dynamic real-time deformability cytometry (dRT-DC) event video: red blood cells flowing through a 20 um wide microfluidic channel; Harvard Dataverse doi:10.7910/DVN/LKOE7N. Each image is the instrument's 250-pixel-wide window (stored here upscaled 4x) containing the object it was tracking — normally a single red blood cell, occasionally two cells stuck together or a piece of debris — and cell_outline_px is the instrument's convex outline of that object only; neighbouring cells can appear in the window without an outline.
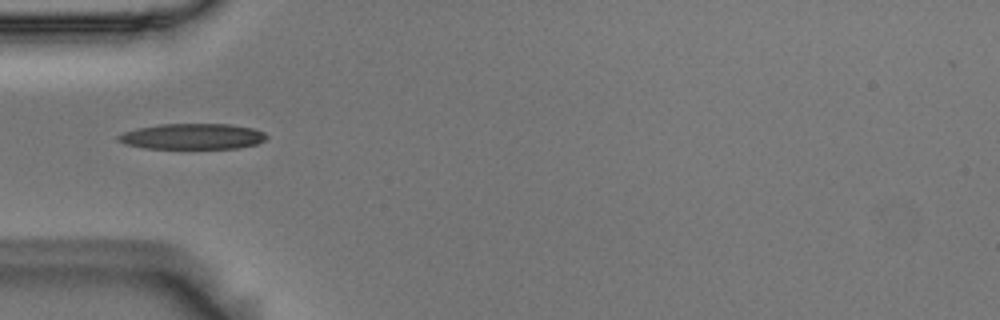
{"species": "Egyptian fruit bat (a non-hibernating species)", "species_latin": "Rousettus aegyptiacus", "temperature_condition": "room temperature", "stored_images_in_passage": 35, "camera_frame_rate_fps": 3000, "um_per_image_px": 0.085, "animal": {"sex": "male"}, "frame": {"image": 1, "passage_image": 1, "time_ms": 0.0, "image_size_px": [1000, 320], "cell_outline_px": [[268, 136], [264, 140], [256, 144], [240, 148], [144, 148], [124, 144], [116, 140], [116, 136], [124, 132], [136, 128], [160, 124], [232, 124], [252, 128], [264, 132]], "centroid_in_image_um": [16.33, 11.59], "position_along_channel_um": 68.7, "area_um2": 22.31}}
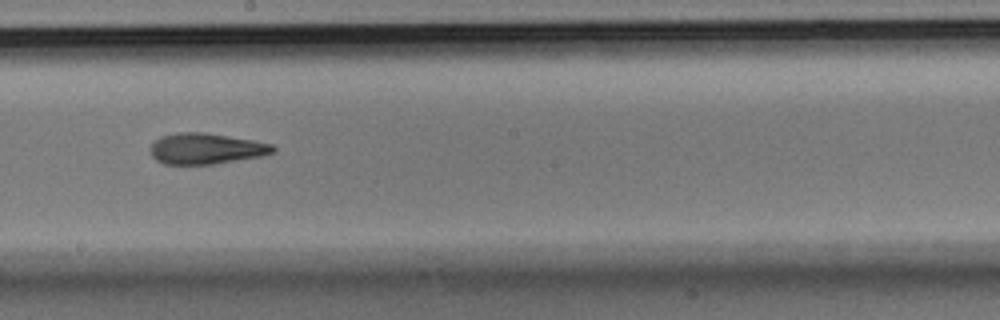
{"frame": {"image": 2, "passage_image": 14, "time_ms": 4.333, "image_size_px": [1000, 320], "cell_outline_px": [[276, 152], [260, 156], [216, 164], [164, 164], [156, 160], [152, 156], [152, 144], [160, 136], [176, 132], [204, 132], [252, 140], [272, 144], [276, 148]], "centroid_in_image_um": [17.52, 12.63], "position_along_channel_um": 230.7, "area_um2": 22.02}}
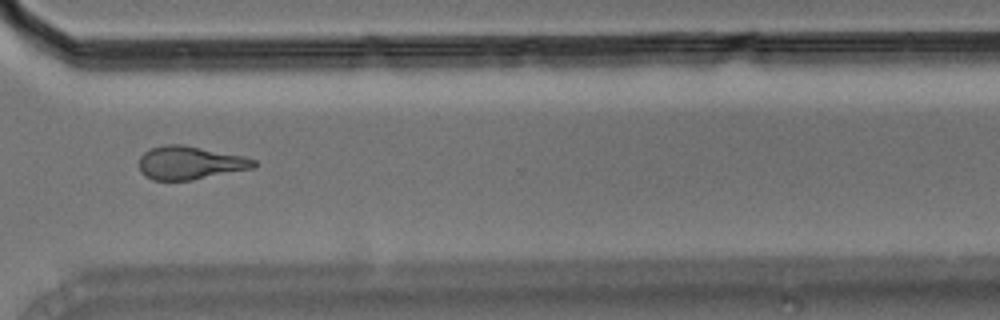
{"frame": {"image": 3, "passage_image": 24, "time_ms": 7.667, "image_size_px": [1000, 320], "cell_outline_px": [[256, 168], [192, 180], [152, 180], [144, 176], [140, 172], [140, 156], [144, 152], [152, 148], [164, 144], [184, 144], [244, 156], [256, 160]], "centroid_in_image_um": [16.16, 13.84], "position_along_channel_um": 354.4, "area_um2": 22.48}, "authors_computed_cell_mechanics": {"area_um2": 21.964, "velocity_mm_per_s": 3.7178, "shape_relaxation_time_tau1_ms": null, "shape_relaxation_time_tau2_ms": 3.7559, "deformation_change_tau1": null, "deformation_change_tau2": 0.1434}}